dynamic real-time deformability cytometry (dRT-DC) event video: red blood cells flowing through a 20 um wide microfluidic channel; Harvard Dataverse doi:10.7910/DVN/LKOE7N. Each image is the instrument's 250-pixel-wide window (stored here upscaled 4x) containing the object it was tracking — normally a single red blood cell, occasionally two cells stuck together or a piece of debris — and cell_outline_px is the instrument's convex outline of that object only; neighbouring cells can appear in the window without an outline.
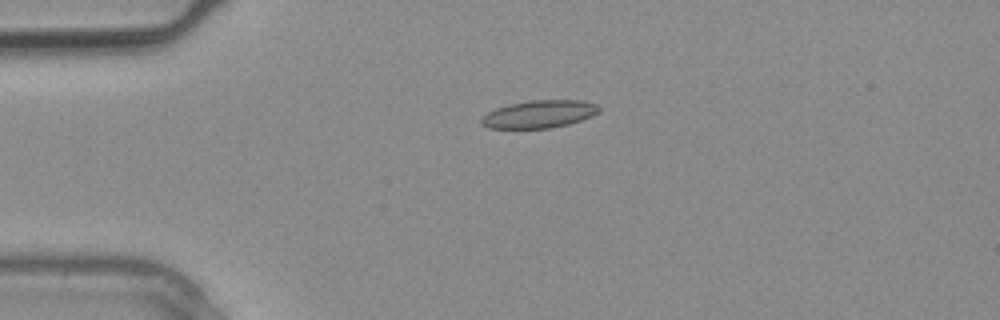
{"species": "common noctule bat (a hibernating species)", "species_latin": "Nyctalus noctula", "temperature_condition": "warm", "stored_images_in_passage": 2, "camera_frame_rate_fps": 3000, "um_per_image_px": 0.085, "animal": {"sex": "male", "body_mass_g": 20.4}, "frame": {"image": 1, "passage_image": 2, "time_ms": 0.333, "image_size_px": [1000, 320], "cell_outline_px": [[600, 112], [592, 116], [568, 124], [548, 128], [488, 128], [480, 124], [480, 120], [488, 112], [496, 108], [512, 104], [532, 100], [580, 100], [596, 104], [600, 108]], "centroid_in_image_um": [45.84, 9.7], "position_along_channel_um": 39.2, "area_um2": 18.79}}